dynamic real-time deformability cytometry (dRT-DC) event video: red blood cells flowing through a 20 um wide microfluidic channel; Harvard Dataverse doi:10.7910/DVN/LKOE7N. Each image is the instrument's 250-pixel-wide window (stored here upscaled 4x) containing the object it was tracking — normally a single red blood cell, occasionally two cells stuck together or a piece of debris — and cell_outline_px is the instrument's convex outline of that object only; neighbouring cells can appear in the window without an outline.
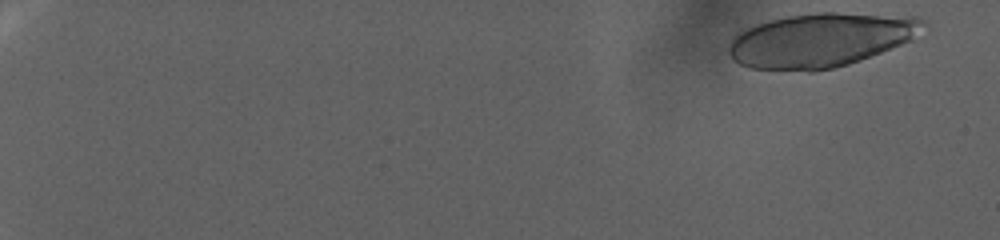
{"species": "human", "species_latin": "Homo sapiens", "temperature_condition": "warm", "stored_images_in_passage": 40, "camera_frame_rate_fps": 3000, "um_per_image_px": 0.085, "donor": {"sex": "female"}, "frame": {"image": 1, "passage_image": 3, "time_ms": 0.667, "image_size_px": [1000, 240], "cell_outline_px": [[928, 24], [912, 40], [860, 60], [848, 64], [816, 72], [808, 72], [748, 68], [732, 60], [728, 52], [728, 48], [732, 40], [740, 32], [756, 24], [768, 20], [788, 16], [816, 12], [836, 12], [920, 16], [928, 20]], "centroid_in_image_um": [69.8, 3.4], "position_along_channel_um": 15.2, "area_um2": 61.9}}
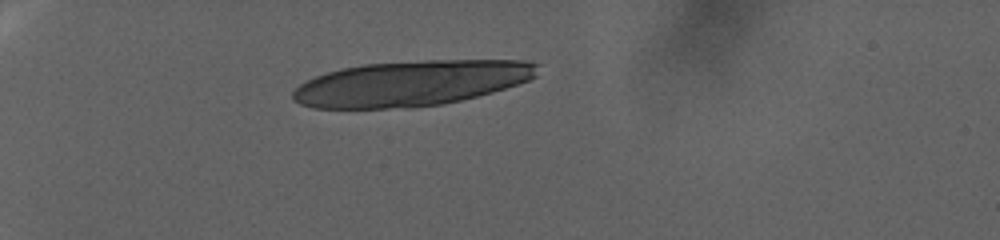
{"frame": {"image": 2, "passage_image": 28, "time_ms": 9.0, "image_size_px": [1000, 240], "cell_outline_px": [[540, 64], [536, 76], [528, 80], [492, 92], [444, 104], [412, 108], [312, 108], [300, 104], [292, 100], [292, 92], [300, 84], [316, 76], [340, 68], [364, 64], [424, 60], [524, 60]], "centroid_in_image_um": [34.93, 7.08], "position_along_channel_um": 50.1, "area_um2": 64.85}}